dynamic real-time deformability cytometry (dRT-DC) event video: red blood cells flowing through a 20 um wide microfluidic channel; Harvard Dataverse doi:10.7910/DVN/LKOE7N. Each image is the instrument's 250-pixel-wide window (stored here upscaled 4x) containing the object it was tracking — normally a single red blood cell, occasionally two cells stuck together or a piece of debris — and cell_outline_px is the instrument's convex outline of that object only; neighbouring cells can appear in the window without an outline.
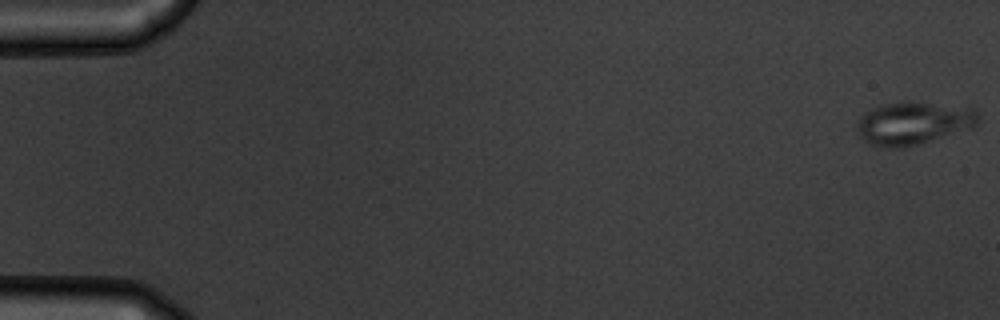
{"species": "common noctule bat (a hibernating species)", "species_latin": "Nyctalus noctula", "temperature_condition": "warm", "stored_images_in_passage": 55, "camera_frame_rate_fps": 3000, "um_per_image_px": 0.085, "animal": {"sex": "male", "body_mass_g": 19.5, "forearm_length_mm": 54.6}, "frame": {"image": 1, "passage_image": 1, "time_ms": 0.0, "image_size_px": [1000, 320], "cell_outline_px": [[980, 120], [972, 128], [916, 144], [896, 148], [892, 148], [872, 144], [860, 136], [860, 116], [872, 108], [880, 104], [908, 100], [968, 108], [976, 112], [980, 116]], "centroid_in_image_um": [77.66, 10.43], "position_along_channel_um": 7.3, "area_um2": 29.59}}
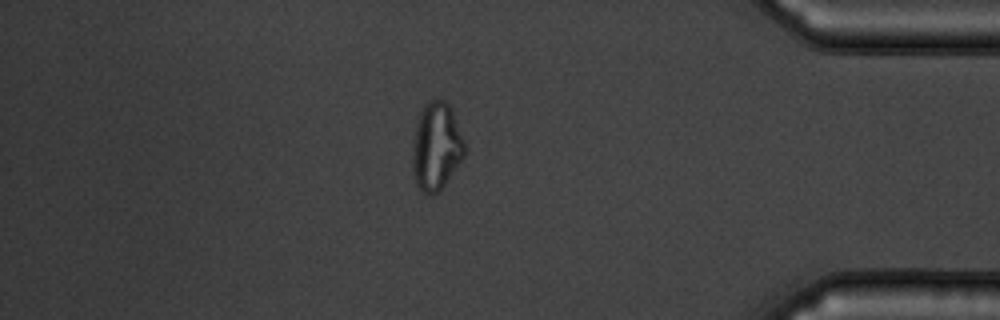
{"frame": {"image": 2, "passage_image": 48, "time_ms": 15.667, "image_size_px": [1000, 320], "cell_outline_px": [[468, 148], [464, 156], [440, 192], [432, 196], [424, 192], [416, 184], [412, 172], [412, 152], [416, 124], [420, 112], [424, 104], [428, 100], [444, 100], [452, 108]], "centroid_in_image_um": [37.11, 12.46], "position_along_channel_um": 398.1, "area_um2": 27.17}}
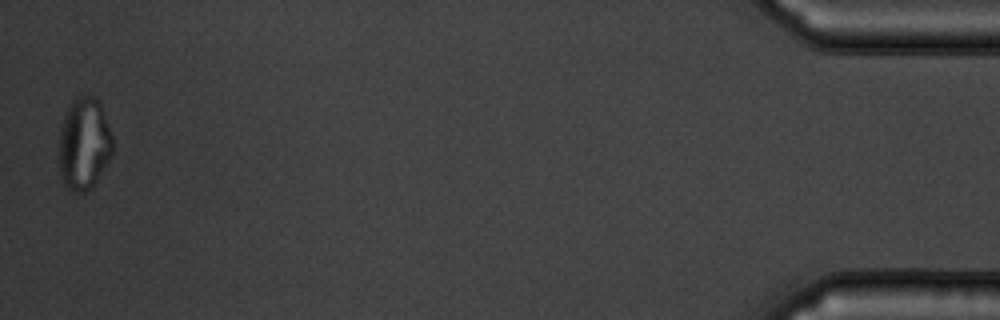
{"frame": {"image": 3, "passage_image": 55, "time_ms": 18.0, "image_size_px": [1000, 320], "cell_outline_px": [[112, 152], [108, 160], [92, 188], [84, 192], [72, 192], [64, 184], [60, 172], [60, 128], [64, 116], [72, 100], [76, 96], [92, 96], [100, 100], [112, 136]], "centroid_in_image_um": [7.15, 12.2], "position_along_channel_um": 428.1, "area_um2": 28.67}, "authors_computed_cell_mechanics": {"area_um2": 27.6862, "velocity_mm_per_s": 3.7052, "shape_relaxation_time_tau1_ms": 4.5797, "shape_relaxation_time_tau2_ms": 0.9583, "deformation_change_tau1": 0.1291, "deformation_change_tau2": 0.0696}}